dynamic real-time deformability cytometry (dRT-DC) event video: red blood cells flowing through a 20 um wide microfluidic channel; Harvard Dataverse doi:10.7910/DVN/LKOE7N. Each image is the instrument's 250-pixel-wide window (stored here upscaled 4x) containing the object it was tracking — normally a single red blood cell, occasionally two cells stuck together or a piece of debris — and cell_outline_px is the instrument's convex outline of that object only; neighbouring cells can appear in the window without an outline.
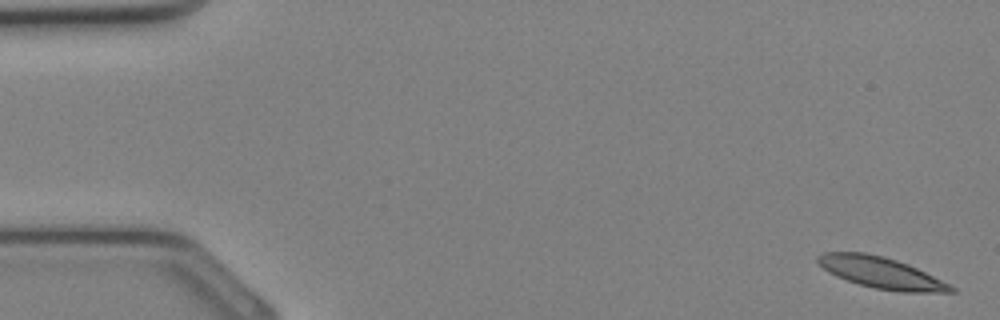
{"species": "Egyptian fruit bat (a non-hibernating species)", "species_latin": "Rousettus aegyptiacus", "temperature_condition": "cold", "stored_images_in_passage": 25, "camera_frame_rate_fps": 3000, "um_per_image_px": 0.085, "animal": {"sex": "female"}, "frame": {"image": 1, "passage_image": 1, "time_ms": 0.0, "image_size_px": [1000, 320], "cell_outline_px": [[956, 292], [904, 292], [876, 288], [860, 284], [836, 276], [828, 272], [816, 260], [816, 256], [824, 252], [864, 252], [884, 256], [908, 264], [956, 288]], "centroid_in_image_um": [74.86, 23.17], "position_along_channel_um": 10.1, "area_um2": 23.87}}
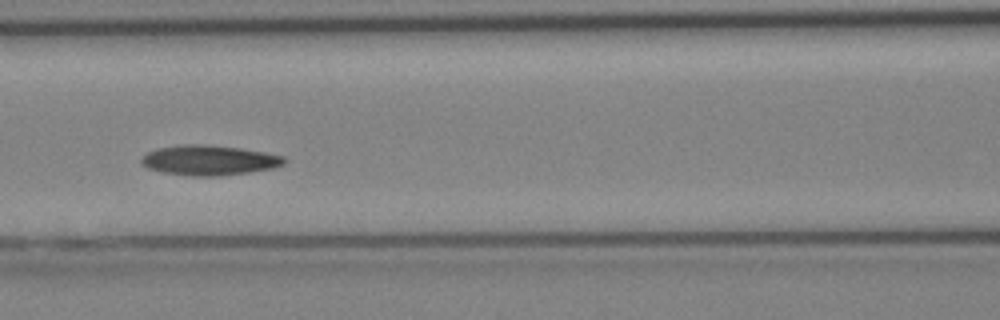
{"frame": {"image": 2, "passage_image": 15, "time_ms": 4.667, "image_size_px": [1000, 320], "cell_outline_px": [[288, 160], [284, 164], [272, 168], [248, 172], [220, 176], [192, 176], [164, 172], [148, 168], [140, 160], [148, 152], [156, 148], [184, 144], [204, 144], [240, 148], [264, 152], [284, 156]], "centroid_in_image_um": [17.8, 13.61], "position_along_channel_um": 148.8, "area_um2": 24.85}}
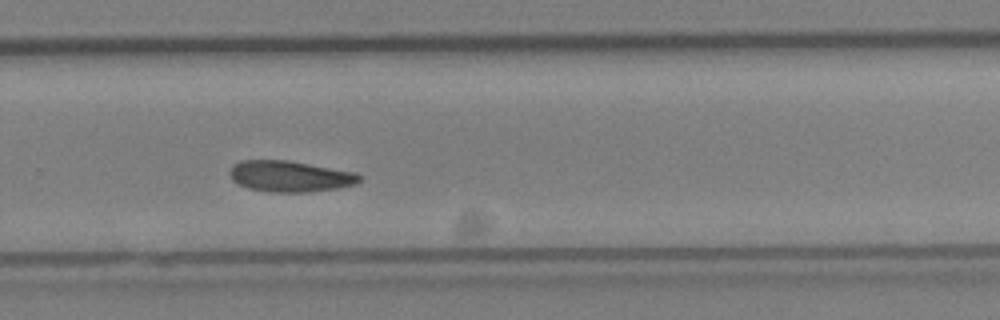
{"frame": {"image": 3, "passage_image": 23, "time_ms": 7.333, "image_size_px": [1000, 320], "cell_outline_px": [[360, 180], [356, 184], [336, 188], [308, 192], [272, 192], [248, 188], [232, 180], [228, 172], [232, 164], [240, 160], [288, 160], [356, 172], [360, 176]], "centroid_in_image_um": [24.61, 14.97], "position_along_channel_um": 305.2, "area_um2": 23.52}}